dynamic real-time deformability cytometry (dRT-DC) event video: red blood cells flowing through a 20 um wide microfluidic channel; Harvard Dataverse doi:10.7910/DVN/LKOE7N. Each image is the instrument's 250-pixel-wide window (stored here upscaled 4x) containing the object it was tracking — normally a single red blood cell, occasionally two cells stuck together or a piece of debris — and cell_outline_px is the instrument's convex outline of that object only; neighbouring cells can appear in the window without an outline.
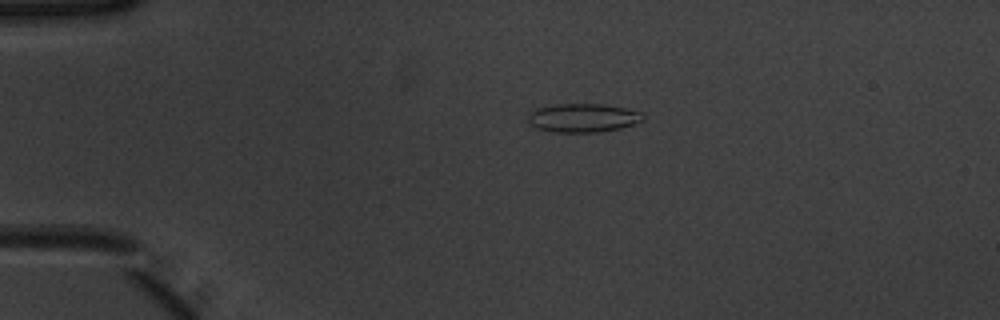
{"species": "common noctule bat (a hibernating species)", "species_latin": "Nyctalus noctula", "temperature_condition": "warm", "stored_images_in_passage": 4, "camera_frame_rate_fps": 3000, "um_per_image_px": 0.085, "animal": {"sex": "male", "body_mass_g": 20.1, "forearm_length_mm": 53.5}, "frame": {"image": 1, "passage_image": 1, "time_ms": 0.0, "image_size_px": [1000, 320], "cell_outline_px": [[644, 120], [620, 128], [596, 132], [556, 132], [536, 128], [528, 124], [528, 116], [536, 108], [556, 104], [600, 104], [624, 108], [644, 112]], "centroid_in_image_um": [49.55, 10.02], "position_along_channel_um": 35.5, "area_um2": 19.13}}